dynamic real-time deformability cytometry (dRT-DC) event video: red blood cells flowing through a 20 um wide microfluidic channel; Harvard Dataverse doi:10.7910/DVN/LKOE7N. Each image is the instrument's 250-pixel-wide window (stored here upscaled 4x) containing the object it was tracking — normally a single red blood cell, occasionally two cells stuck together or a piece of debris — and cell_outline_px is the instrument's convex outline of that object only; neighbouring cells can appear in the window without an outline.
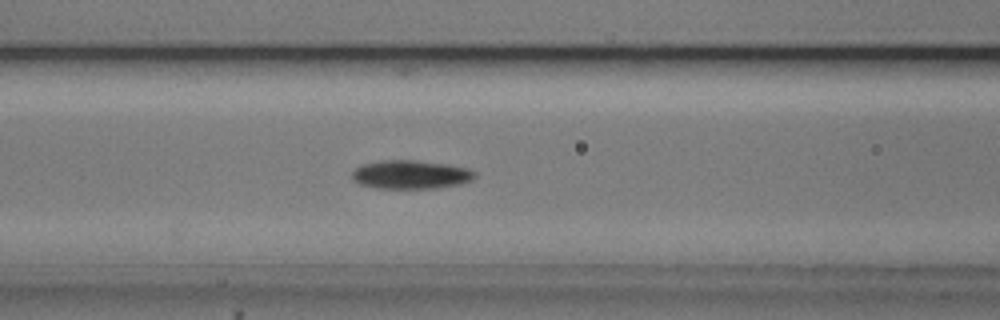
{"species": "common noctule bat (a hibernating species)", "species_latin": "Nyctalus noctula", "temperature_condition": "cold", "stored_images_in_passage": 20, "camera_frame_rate_fps": 3000, "um_per_image_px": 0.085, "animal": {"sex": "male", "body_mass_g": 20.5, "forearm_length_mm": 52.5}, "frame": {"image": 1, "passage_image": 6, "time_ms": 1.667, "image_size_px": [1000, 320], "cell_outline_px": [[476, 176], [472, 180], [460, 184], [436, 188], [376, 188], [360, 184], [352, 180], [352, 172], [356, 168], [364, 164], [384, 160], [412, 160], [444, 164], [468, 168], [476, 172]], "centroid_in_image_um": [34.92, 14.84], "position_along_channel_um": 131.7, "area_um2": 20.35}}
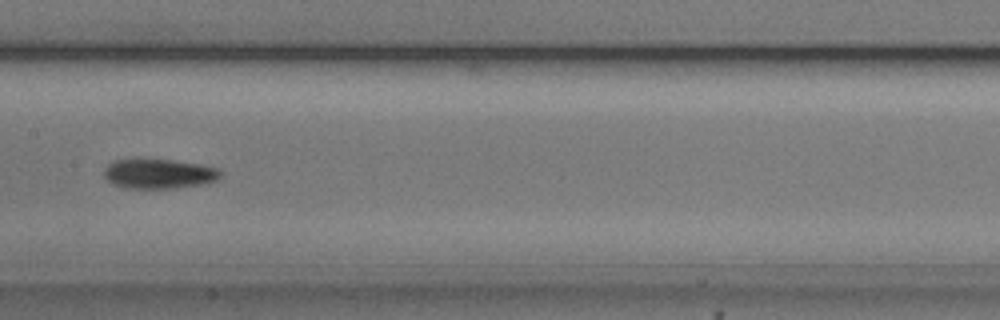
{"frame": {"image": 2, "passage_image": 11, "time_ms": 3.333, "image_size_px": [1000, 320], "cell_outline_px": [[224, 172], [216, 180], [208, 184], [172, 188], [128, 188], [112, 184], [104, 176], [104, 168], [112, 160], [132, 156], [148, 156], [204, 164], [220, 168]], "centroid_in_image_um": [13.5, 14.7], "position_along_channel_um": 193.9, "area_um2": 21.56}}